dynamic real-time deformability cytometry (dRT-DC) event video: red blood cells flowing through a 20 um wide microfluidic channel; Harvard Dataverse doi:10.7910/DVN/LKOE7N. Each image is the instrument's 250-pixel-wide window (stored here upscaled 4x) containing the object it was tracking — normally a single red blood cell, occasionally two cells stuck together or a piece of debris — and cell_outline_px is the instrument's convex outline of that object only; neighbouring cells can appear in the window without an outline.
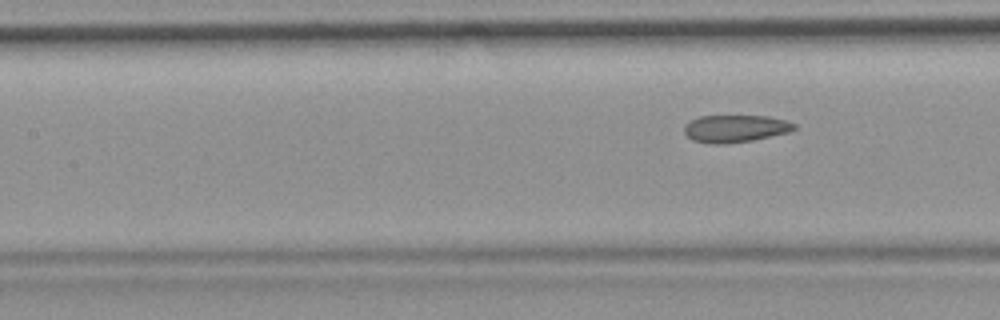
{"species": "common noctule bat (a hibernating species)", "species_latin": "Nyctalus noctula", "temperature_condition": "room temperature", "stored_images_in_passage": 7, "segment_of_instrument_passage": [2, 2], "camera_frame_rate_fps": 3000, "um_per_image_px": 0.085, "animal": {"sex": "female", "body_mass_g": 19.9}, "frame": {"image": 1, "passage_image": 7, "time_ms": 2.0, "image_size_px": [1000, 320], "cell_outline_px": [[796, 128], [788, 132], [752, 140], [724, 144], [712, 144], [692, 140], [684, 132], [684, 124], [700, 116], [768, 116], [788, 120], [796, 124]], "centroid_in_image_um": [62.5, 10.92], "position_along_channel_um": 144.9, "area_um2": 17.51}}